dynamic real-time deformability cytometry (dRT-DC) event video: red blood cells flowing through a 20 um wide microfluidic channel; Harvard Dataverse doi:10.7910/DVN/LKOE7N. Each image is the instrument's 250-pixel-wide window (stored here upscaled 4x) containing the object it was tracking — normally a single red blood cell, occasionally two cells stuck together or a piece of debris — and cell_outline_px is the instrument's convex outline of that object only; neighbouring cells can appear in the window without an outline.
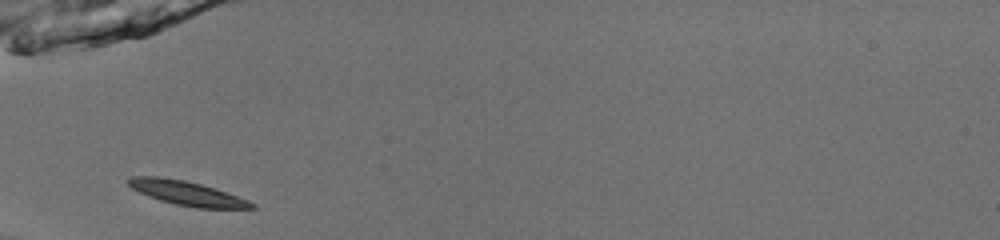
{"species": "common noctule bat (a hibernating species)", "species_latin": "Nyctalus noctula", "temperature_condition": "room temperature", "stored_images_in_passage": 34, "camera_frame_rate_fps": 3000, "um_per_image_px": 0.085, "animal": {"sex": "male", "body_mass_g": 13.0, "forearm_length_mm": 53.1}, "frame": {"image": 1, "passage_image": 1, "time_ms": 0.0, "image_size_px": [1000, 240], "cell_outline_px": [[256, 208], [196, 208], [176, 204], [160, 200], [148, 196], [132, 188], [124, 180], [128, 176], [160, 176], [184, 180], [216, 188], [248, 200], [256, 204]], "centroid_in_image_um": [15.86, 16.4], "position_along_channel_um": 69.1, "area_um2": 17.51}}
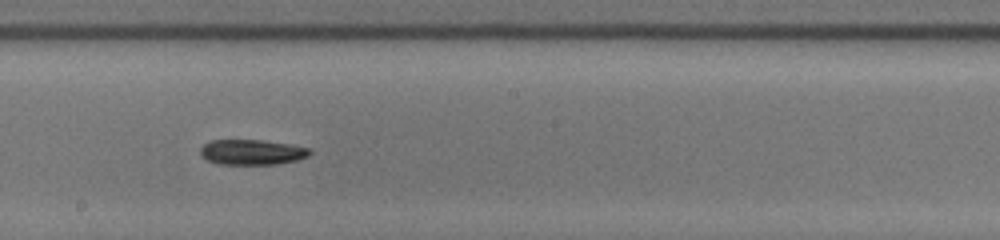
{"frame": {"image": 2, "passage_image": 13, "time_ms": 4.0, "image_size_px": [1000, 240], "cell_outline_px": [[312, 152], [308, 156], [296, 160], [276, 164], [220, 164], [208, 160], [200, 156], [200, 148], [208, 140], [260, 140], [288, 144], [312, 148]], "centroid_in_image_um": [21.4, 12.93], "position_along_channel_um": 226.8, "area_um2": 16.13}}
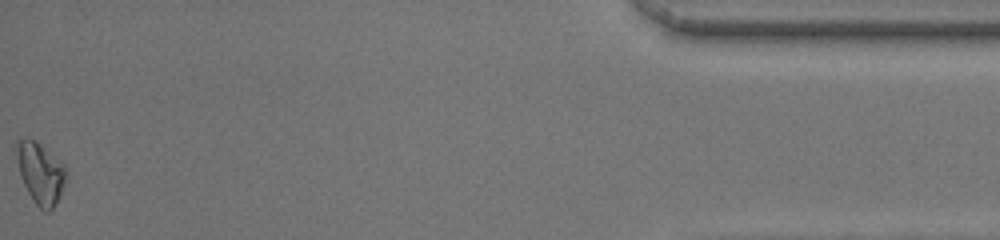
{"frame": {"image": 3, "passage_image": 34, "time_ms": 11.0, "image_size_px": [1000, 240], "cell_outline_px": [[64, 184], [60, 196], [52, 208], [48, 212], [44, 212], [32, 200], [20, 176], [16, 148], [16, 140], [24, 136], [28, 136], [36, 140], [64, 164]], "centroid_in_image_um": [3.4, 14.67], "position_along_channel_um": 431.8, "area_um2": 17.57}, "authors_computed_cell_mechanics": {"area_um2": 16.184, "velocity_mm_per_s": 3.9903, "shape_relaxation_time_tau1_ms": 2.6777, "shape_relaxation_time_tau2_ms": null, "deformation_change_tau1": 0.1194, "deformation_change_tau2": null}}